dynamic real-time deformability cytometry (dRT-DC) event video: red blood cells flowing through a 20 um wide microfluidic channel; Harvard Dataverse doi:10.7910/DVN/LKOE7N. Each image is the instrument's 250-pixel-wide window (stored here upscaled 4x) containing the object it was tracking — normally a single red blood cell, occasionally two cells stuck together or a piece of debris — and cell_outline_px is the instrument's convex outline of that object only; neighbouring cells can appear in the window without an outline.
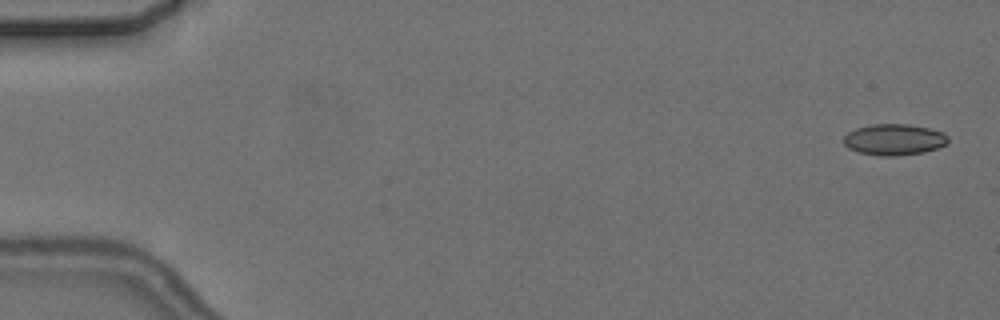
{"species": "common noctule bat (a hibernating species)", "species_latin": "Nyctalus noctula", "temperature_condition": "cold", "stored_images_in_passage": 5, "camera_frame_rate_fps": 3000, "um_per_image_px": 0.085, "animal": {"sex": "female", "body_mass_g": 24.6, "forearm_length_mm": 56.2}, "frame": {"image": 1, "passage_image": 1, "time_ms": 0.0, "image_size_px": [1000, 320], "cell_outline_px": [[948, 144], [924, 152], [896, 156], [880, 156], [860, 152], [848, 148], [844, 144], [844, 136], [848, 132], [856, 128], [872, 124], [908, 124], [928, 128], [944, 132], [948, 136]], "centroid_in_image_um": [76.01, 11.86], "position_along_channel_um": 9.0, "area_um2": 19.02}}